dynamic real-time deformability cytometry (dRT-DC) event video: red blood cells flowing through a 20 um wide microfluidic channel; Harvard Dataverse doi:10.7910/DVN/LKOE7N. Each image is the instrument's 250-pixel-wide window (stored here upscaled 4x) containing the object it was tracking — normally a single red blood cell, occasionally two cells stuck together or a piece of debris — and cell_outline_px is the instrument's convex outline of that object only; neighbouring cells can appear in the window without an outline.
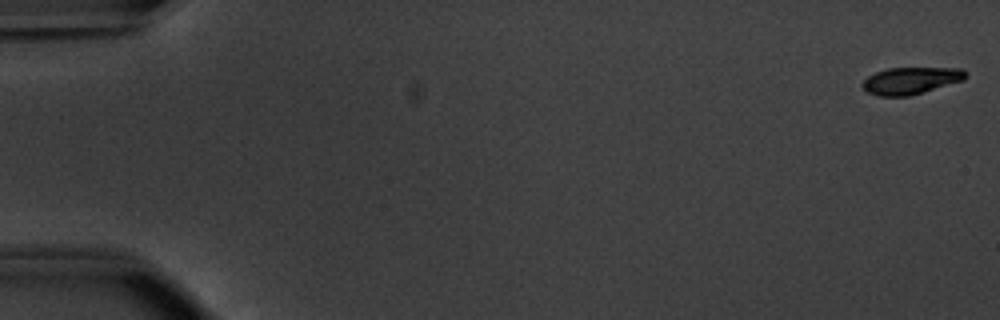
{"species": "common noctule bat (a hibernating species)", "species_latin": "Nyctalus noctula", "temperature_condition": "warm", "stored_images_in_passage": 53, "camera_frame_rate_fps": 3000, "um_per_image_px": 0.085, "animal": {"sex": "male", "body_mass_g": 20.1, "forearm_length_mm": 53.5}, "frame": {"image": 1, "passage_image": 1, "time_ms": 0.0, "image_size_px": [1000, 320], "cell_outline_px": [[968, 76], [964, 80], [908, 96], [880, 96], [868, 92], [860, 84], [868, 76], [876, 72], [888, 68], [964, 68], [968, 72]], "centroid_in_image_um": [77.45, 6.84], "position_along_channel_um": 7.5, "area_um2": 16.18}}
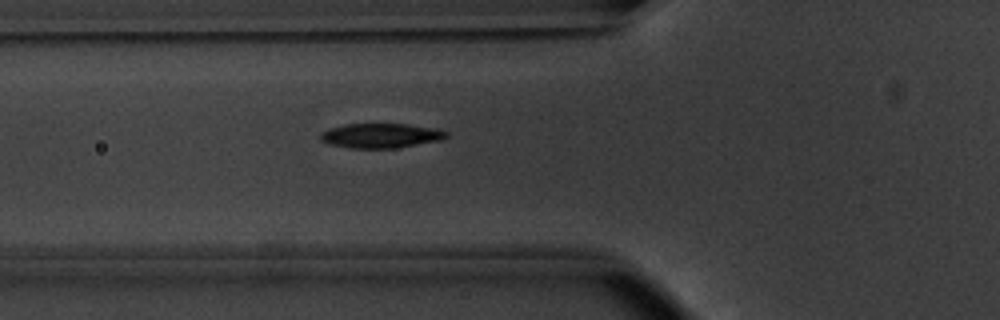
{"frame": {"image": 2, "passage_image": 20, "time_ms": 6.333, "image_size_px": [1000, 320], "cell_outline_px": [[448, 136], [444, 140], [396, 148], [352, 148], [328, 144], [320, 140], [320, 132], [328, 128], [344, 124], [408, 124], [436, 128], [448, 132]], "centroid_in_image_um": [32.38, 11.53], "position_along_channel_um": 93.4, "area_um2": 18.32}}
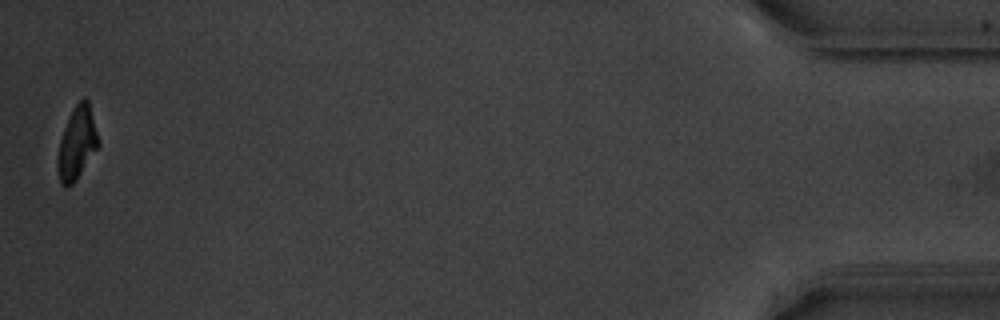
{"frame": {"image": 3, "passage_image": 53, "time_ms": 17.333, "image_size_px": [1000, 320], "cell_outline_px": [[100, 144], [76, 180], [72, 184], [64, 188], [60, 184], [56, 168], [56, 160], [60, 140], [64, 128], [72, 108], [84, 96], [88, 100]], "centroid_in_image_um": [6.51, 12.2], "position_along_channel_um": 428.7, "area_um2": 17.28}, "authors_computed_cell_mechanics": {"area_um2": 18.207, "velocity_mm_per_s": 3.8313, "shape_relaxation_time_tau1_ms": 2.3471, "shape_relaxation_time_tau2_ms": 2.6506, "deformation_change_tau1": 0.1398, "deformation_change_tau2": 0.064}}